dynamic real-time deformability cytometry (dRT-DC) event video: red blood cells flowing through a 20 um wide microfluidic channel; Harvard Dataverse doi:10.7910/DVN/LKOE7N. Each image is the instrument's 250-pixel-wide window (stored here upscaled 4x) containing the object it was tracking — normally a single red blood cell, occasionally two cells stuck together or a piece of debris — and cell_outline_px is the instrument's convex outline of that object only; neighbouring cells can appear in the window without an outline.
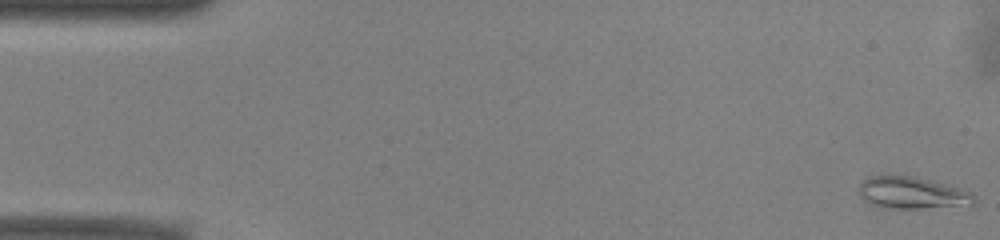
{"species": "common noctule bat (a hibernating species)", "species_latin": "Nyctalus noctula", "temperature_condition": "warm", "stored_images_in_passage": 51, "camera_frame_rate_fps": 3000, "um_per_image_px": 0.085, "animal": {"sex": "male", "body_mass_g": 13.0, "forearm_length_mm": 53.1}, "frame": {"image": 1, "passage_image": 1, "time_ms": 0.0, "image_size_px": [1000, 240], "cell_outline_px": [[976, 200], [972, 204], [920, 208], [880, 208], [868, 204], [856, 192], [856, 188], [868, 176], [908, 176], [948, 184], [972, 192]], "centroid_in_image_um": [77.45, 16.4], "position_along_channel_um": 7.6, "area_um2": 21.44}}
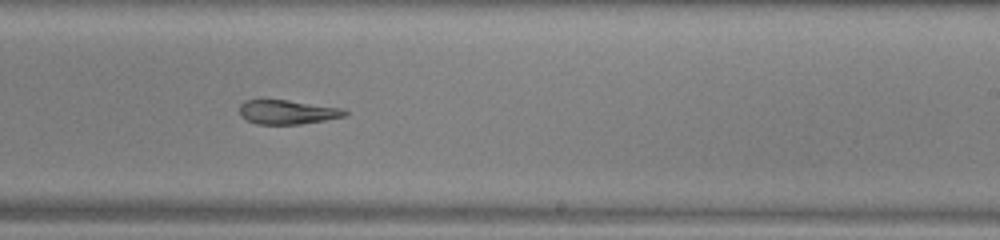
{"frame": {"image": 2, "passage_image": 31, "time_ms": 10.0, "image_size_px": [1000, 240], "cell_outline_px": [[348, 112], [344, 116], [324, 120], [300, 124], [256, 124], [240, 116], [240, 104], [244, 100], [288, 100], [344, 108]], "centroid_in_image_um": [24.42, 9.52], "position_along_channel_um": 264.6, "area_um2": 14.8}}
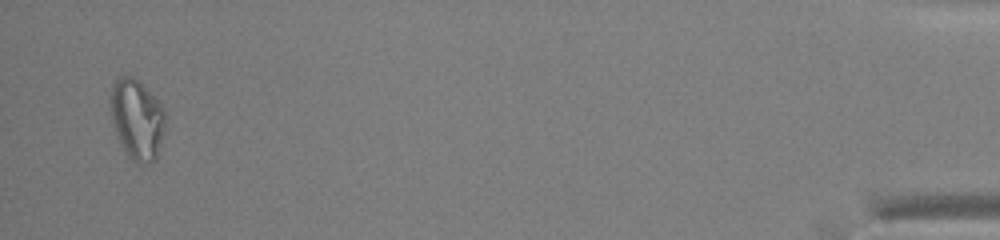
{"frame": {"image": 3, "passage_image": 50, "time_ms": 16.333, "image_size_px": [1000, 240], "cell_outline_px": [[168, 116], [156, 160], [148, 164], [136, 164], [128, 156], [120, 144], [112, 124], [112, 84], [116, 76], [124, 72], [132, 76], [164, 108]], "centroid_in_image_um": [11.66, 10.16], "position_along_channel_um": 423.5, "area_um2": 25.84}, "authors_computed_cell_mechanics": {"area_um2": 18.207, "velocity_mm_per_s": 3.9599, "shape_relaxation_time_tau1_ms": null, "shape_relaxation_time_tau2_ms": 11.1196, "deformation_change_tau1": null, "deformation_change_tau2": 0.2337}}